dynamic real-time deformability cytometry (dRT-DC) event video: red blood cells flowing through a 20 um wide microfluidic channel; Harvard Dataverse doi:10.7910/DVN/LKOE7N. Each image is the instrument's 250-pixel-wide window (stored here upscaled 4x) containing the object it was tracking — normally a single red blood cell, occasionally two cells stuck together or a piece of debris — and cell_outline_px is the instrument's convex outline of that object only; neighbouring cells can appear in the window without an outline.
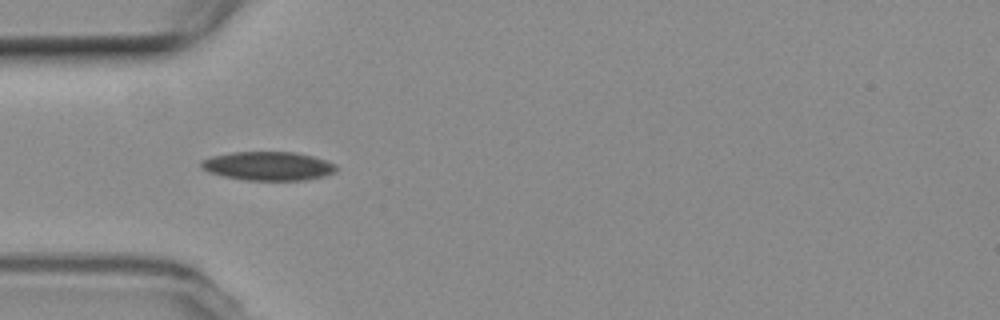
{"species": "common noctule bat (a hibernating species)", "species_latin": "Nyctalus noctula", "temperature_condition": "room temperature", "stored_images_in_passage": 9, "camera_frame_rate_fps": 3000, "um_per_image_px": 0.085, "animal": {"sex": "female", "body_mass_g": 19.3, "forearm_length_mm": 54.1}, "frame": {"image": 1, "passage_image": 3, "time_ms": 2.0, "image_size_px": [1000, 320], "cell_outline_px": [[336, 172], [324, 176], [304, 180], [248, 180], [224, 176], [208, 172], [200, 168], [200, 160], [212, 156], [232, 152], [296, 152], [312, 156], [336, 164]], "centroid_in_image_um": [22.77, 14.11], "position_along_channel_um": 62.2, "area_um2": 22.66}}
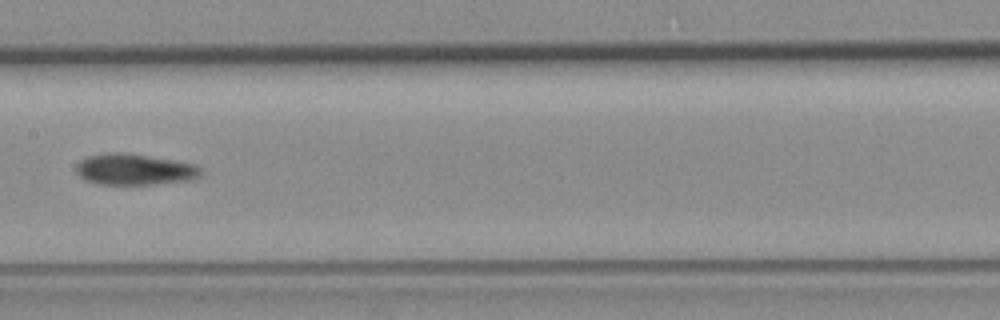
{"frame": {"image": 2, "passage_image": 6, "time_ms": 5.667, "image_size_px": [1000, 320], "cell_outline_px": [[200, 176], [192, 180], [152, 184], [96, 184], [84, 180], [76, 172], [76, 164], [80, 160], [88, 156], [112, 152], [124, 152], [176, 160], [192, 164], [200, 168]], "centroid_in_image_um": [11.4, 14.4], "position_along_channel_um": 196.0, "area_um2": 22.66}}
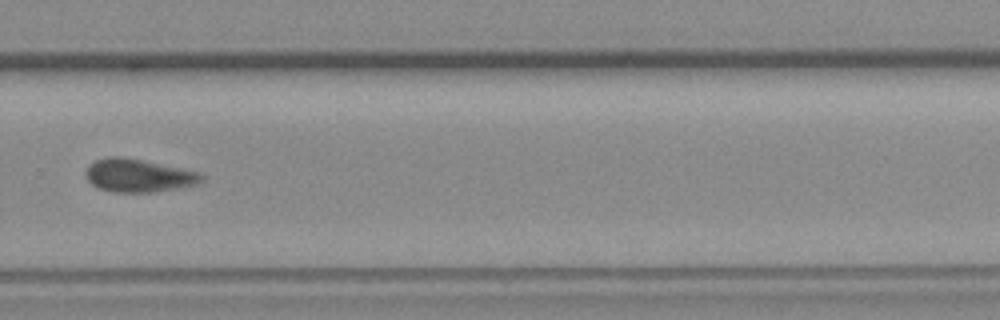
{"frame": {"image": 3, "passage_image": 9, "time_ms": 9.0, "image_size_px": [1000, 320], "cell_outline_px": [[204, 180], [196, 184], [152, 192], [112, 192], [100, 188], [92, 184], [88, 180], [84, 172], [88, 164], [96, 160], [108, 156], [120, 156], [200, 172], [204, 176]], "centroid_in_image_um": [11.73, 14.91], "position_along_channel_um": 318.1, "area_um2": 22.08}}